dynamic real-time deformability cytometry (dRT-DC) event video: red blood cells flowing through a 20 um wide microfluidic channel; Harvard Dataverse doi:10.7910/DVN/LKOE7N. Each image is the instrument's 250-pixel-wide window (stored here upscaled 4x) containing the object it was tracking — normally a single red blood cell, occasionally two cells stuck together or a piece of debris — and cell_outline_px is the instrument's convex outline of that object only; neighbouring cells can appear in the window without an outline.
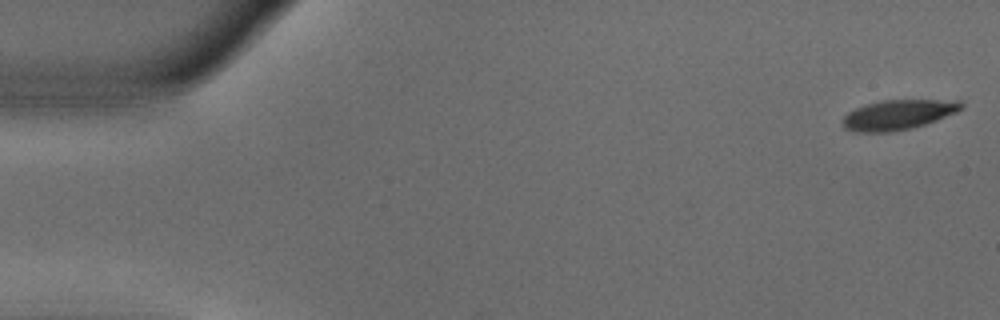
{"species": "common noctule bat (a hibernating species)", "species_latin": "Nyctalus noctula", "temperature_condition": "warm", "stored_images_in_passage": 53, "camera_frame_rate_fps": 3000, "um_per_image_px": 0.085, "animal": {"sex": "male", "body_mass_g": 18.8}, "frame": {"image": 1, "passage_image": 1, "time_ms": 0.0, "image_size_px": [1000, 320], "cell_outline_px": [[964, 108], [956, 112], [936, 120], [912, 128], [888, 132], [856, 132], [844, 128], [844, 116], [848, 112], [856, 108], [880, 100], [960, 100], [964, 104]], "centroid_in_image_um": [76.37, 9.74], "position_along_channel_um": 8.6, "area_um2": 20.52}}
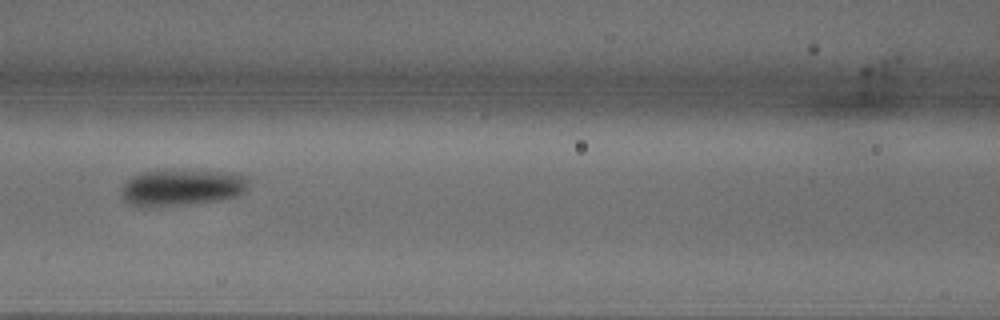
{"frame": {"image": 2, "passage_image": 23, "time_ms": 7.333, "image_size_px": [1000, 320], "cell_outline_px": [[248, 188], [240, 196], [220, 200], [156, 208], [140, 208], [128, 204], [124, 200], [124, 184], [132, 176], [144, 172], [164, 168], [224, 172], [248, 176]], "centroid_in_image_um": [15.46, 15.94], "position_along_channel_um": 151.1, "area_um2": 27.86}}
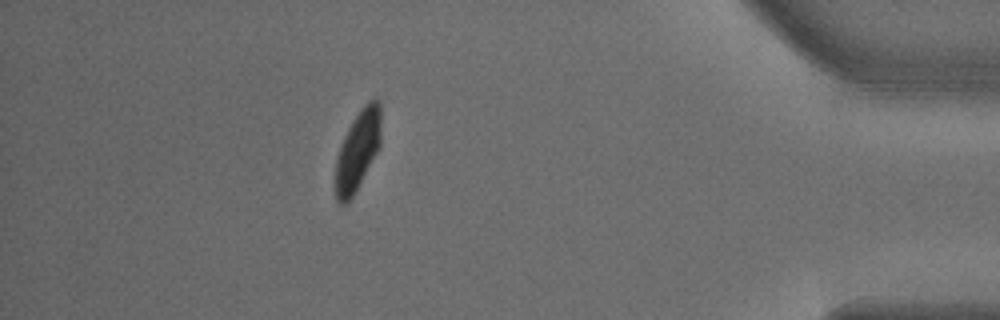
{"frame": {"image": 3, "passage_image": 47, "time_ms": 15.333, "image_size_px": [1000, 320], "cell_outline_px": [[380, 148], [348, 204], [340, 204], [336, 200], [332, 184], [336, 156], [344, 136], [348, 128], [360, 108], [368, 100], [376, 96], [380, 100]], "centroid_in_image_um": [30.36, 12.83], "position_along_channel_um": 404.8, "area_um2": 21.96}, "authors_computed_cell_mechanics": {"area_um2": 23.698, "velocity_mm_per_s": 3.7656, "shape_relaxation_time_tau1_ms": 2.9603, "shape_relaxation_time_tau2_ms": 1.5632, "deformation_change_tau1": 0.1567, "deformation_change_tau2": 0.0488}}